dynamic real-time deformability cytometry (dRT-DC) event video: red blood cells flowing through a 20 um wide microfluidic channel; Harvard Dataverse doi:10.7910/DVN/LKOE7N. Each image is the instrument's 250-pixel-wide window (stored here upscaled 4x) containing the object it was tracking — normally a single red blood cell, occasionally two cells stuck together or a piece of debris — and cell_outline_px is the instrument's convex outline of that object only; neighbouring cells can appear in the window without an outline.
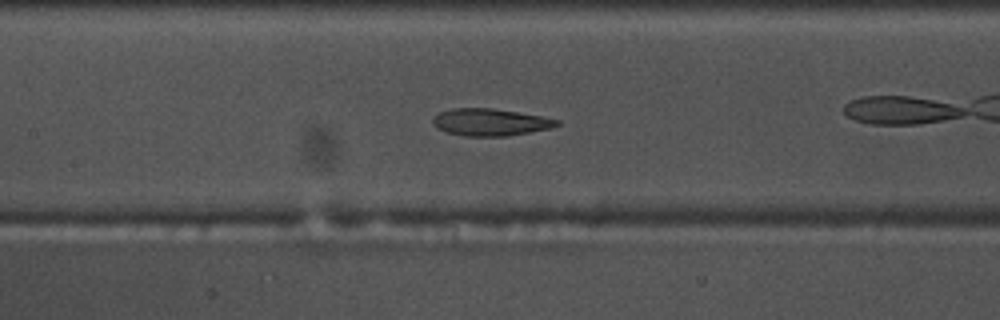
{"species": "common noctule bat (a hibernating species)", "species_latin": "Nyctalus noctula", "temperature_condition": "warm", "stored_images_in_passage": 36, "camera_frame_rate_fps": 3000, "um_per_image_px": 0.085, "animal": {"sex": "male", "body_mass_g": 17.5, "forearm_length_mm": 52.3}, "frame": {"image": 1, "passage_image": 16, "time_ms": 5.0, "image_size_px": [1000, 320], "cell_outline_px": [[560, 124], [552, 128], [508, 136], [464, 136], [444, 132], [436, 128], [432, 124], [432, 120], [440, 112], [452, 108], [492, 108], [540, 116], [560, 120]], "centroid_in_image_um": [41.65, 10.39], "position_along_channel_um": 165.7, "area_um2": 19.65}}